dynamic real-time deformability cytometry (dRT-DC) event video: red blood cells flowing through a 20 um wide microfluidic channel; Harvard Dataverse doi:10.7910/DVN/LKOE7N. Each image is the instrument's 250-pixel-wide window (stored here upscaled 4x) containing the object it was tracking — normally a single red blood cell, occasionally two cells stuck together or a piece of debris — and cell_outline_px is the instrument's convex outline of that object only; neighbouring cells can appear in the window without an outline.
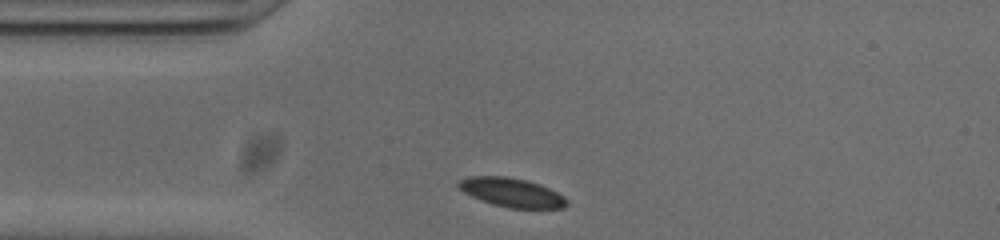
{"species": "common noctule bat (a hibernating species)", "species_latin": "Nyctalus noctula", "temperature_condition": "cold", "stored_images_in_passage": 31, "camera_frame_rate_fps": 3000, "um_per_image_px": 0.085, "animal": {"sex": "male", "body_mass_g": 20.0, "forearm_length_mm": 53.3}, "frame": {"image": 1, "passage_image": 2, "time_ms": 0.333, "image_size_px": [1000, 240], "cell_outline_px": [[568, 204], [564, 208], [508, 208], [492, 204], [480, 200], [464, 192], [456, 184], [460, 180], [468, 176], [504, 176], [524, 180], [540, 184], [564, 196], [568, 200]], "centroid_in_image_um": [43.5, 16.37], "position_along_channel_um": 41.5, "area_um2": 18.21}}
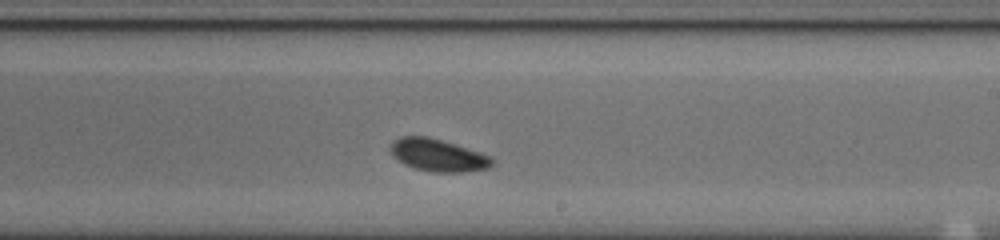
{"frame": {"image": 2, "passage_image": 20, "time_ms": 6.333, "image_size_px": [1000, 240], "cell_outline_px": [[496, 164], [488, 168], [464, 172], [432, 172], [416, 168], [404, 164], [392, 156], [392, 144], [400, 136], [428, 136], [492, 156], [496, 160]], "centroid_in_image_um": [37.29, 13.2], "position_along_channel_um": 251.7, "area_um2": 19.07}}
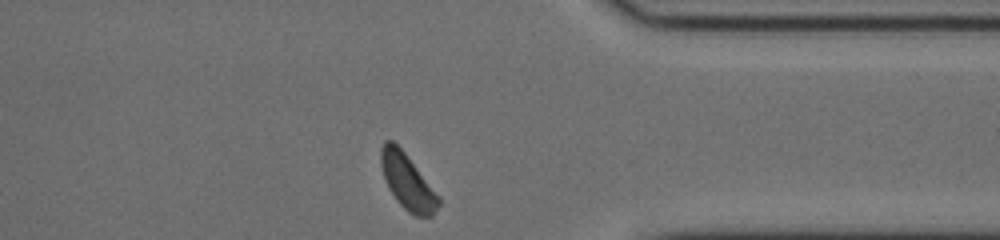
{"frame": {"image": 3, "passage_image": 31, "time_ms": 10.0, "image_size_px": [1000, 240], "cell_outline_px": [[440, 204], [432, 216], [416, 216], [408, 212], [396, 200], [388, 188], [384, 180], [380, 164], [380, 148], [384, 140], [392, 140], [404, 152], [440, 200]], "centroid_in_image_um": [34.56, 15.44], "position_along_channel_um": 376.8, "area_um2": 18.15}, "authors_computed_cell_mechanics": {"area_um2": 18.6694, "velocity_mm_per_s": 3.7574, "shape_relaxation_time_tau1_ms": 2.0931, "shape_relaxation_time_tau2_ms": null, "deformation_change_tau1": 0.0489, "deformation_change_tau2": null}}